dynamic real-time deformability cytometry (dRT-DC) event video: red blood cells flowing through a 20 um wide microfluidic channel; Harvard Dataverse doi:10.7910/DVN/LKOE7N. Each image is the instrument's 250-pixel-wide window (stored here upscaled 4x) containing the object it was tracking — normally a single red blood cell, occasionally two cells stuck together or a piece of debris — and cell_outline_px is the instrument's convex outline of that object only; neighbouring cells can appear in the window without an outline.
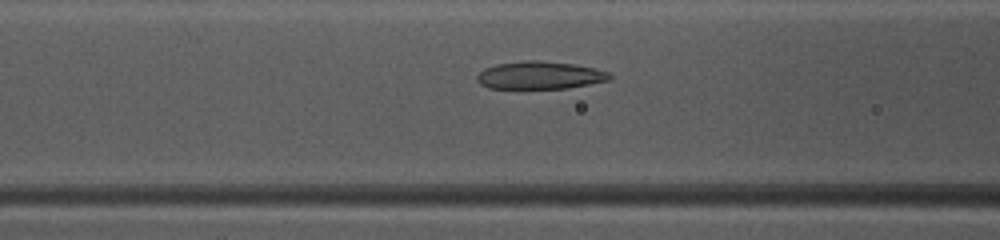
{"species": "common noctule bat (a hibernating species)", "species_latin": "Nyctalus noctula", "temperature_condition": "warm", "stored_images_in_passage": 43, "camera_frame_rate_fps": 3000, "um_per_image_px": 0.085, "animal": {"sex": "female", "body_mass_g": 10.0, "forearm_length_mm": 53.1}, "frame": {"image": 1, "passage_image": 20, "time_ms": 6.333, "image_size_px": [1000, 240], "cell_outline_px": [[612, 80], [568, 88], [488, 88], [480, 84], [476, 80], [476, 76], [484, 68], [496, 64], [528, 60], [536, 60], [576, 64], [596, 68], [608, 72], [612, 76]], "centroid_in_image_um": [45.91, 6.39], "position_along_channel_um": 120.7, "area_um2": 21.56}}
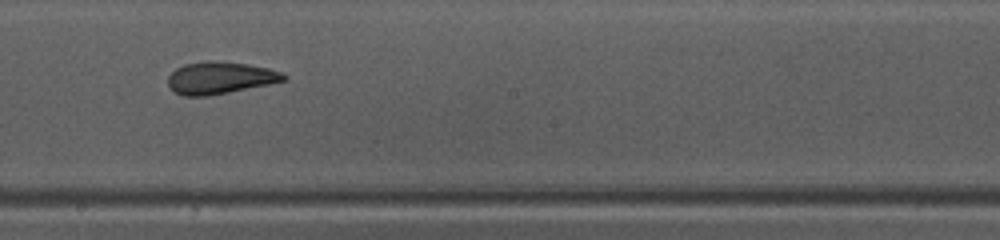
{"frame": {"image": 2, "passage_image": 28, "time_ms": 9.0, "image_size_px": [1000, 240], "cell_outline_px": [[288, 80], [208, 96], [184, 96], [176, 92], [168, 84], [168, 76], [176, 68], [184, 64], [248, 64], [268, 68], [280, 72], [288, 76]], "centroid_in_image_um": [18.73, 6.67], "position_along_channel_um": 229.5, "area_um2": 20.58}}
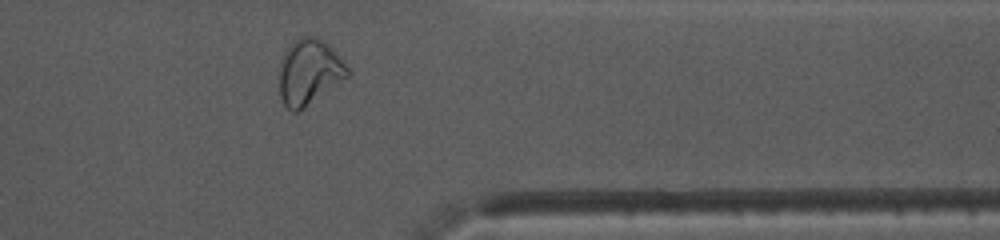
{"frame": {"image": 3, "passage_image": 40, "time_ms": 13.0, "image_size_px": [1000, 240], "cell_outline_px": [[352, 72], [348, 76], [304, 108], [296, 112], [292, 112], [280, 100], [280, 68], [284, 52], [300, 36], [316, 36], [324, 40], [328, 44]], "centroid_in_image_um": [26.28, 6.12], "position_along_channel_um": 385.1, "area_um2": 25.72}, "authors_computed_cell_mechanics": {"area_um2": 22.5998, "velocity_mm_per_s": 4.0722, "shape_relaxation_time_tau1_ms": 6.9071, "shape_relaxation_time_tau2_ms": 1.6238, "deformation_change_tau1": 0.2344, "deformation_change_tau2": 0.0768}}